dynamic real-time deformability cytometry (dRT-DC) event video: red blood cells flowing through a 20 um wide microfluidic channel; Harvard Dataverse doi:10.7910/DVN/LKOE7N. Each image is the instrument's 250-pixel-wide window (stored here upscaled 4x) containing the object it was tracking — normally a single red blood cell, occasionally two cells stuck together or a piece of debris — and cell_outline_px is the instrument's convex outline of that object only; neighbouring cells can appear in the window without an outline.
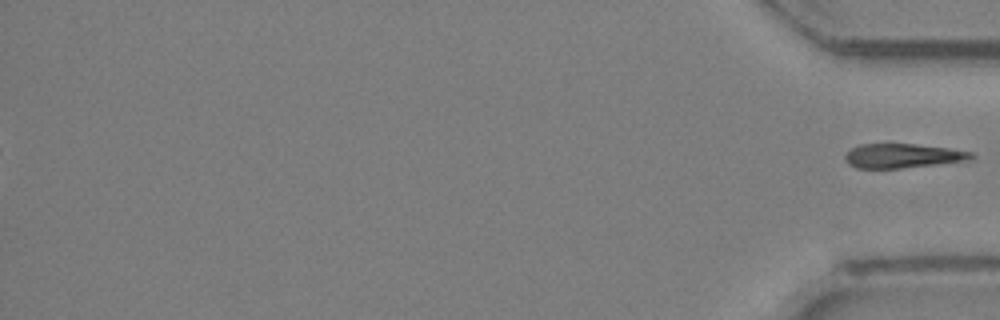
{"species": "Egyptian fruit bat (a non-hibernating species)", "species_latin": "Rousettus aegyptiacus", "temperature_condition": "room temperature", "stored_images_in_passage": 23, "segment_of_instrument_passage": [2, 2], "camera_frame_rate_fps": 3000, "um_per_image_px": 0.085, "animal": {"sex": "female"}, "frame": {"image": 1, "passage_image": 23, "time_ms": 7.333, "image_size_px": [1000, 320], "cell_outline_px": [[976, 156], [972, 160], [900, 168], [856, 168], [848, 164], [844, 160], [844, 156], [852, 148], [860, 144], [912, 144], [948, 148], [972, 152]], "centroid_in_image_um": [76.73, 13.25], "position_along_channel_um": 358.5, "area_um2": 17.8}}